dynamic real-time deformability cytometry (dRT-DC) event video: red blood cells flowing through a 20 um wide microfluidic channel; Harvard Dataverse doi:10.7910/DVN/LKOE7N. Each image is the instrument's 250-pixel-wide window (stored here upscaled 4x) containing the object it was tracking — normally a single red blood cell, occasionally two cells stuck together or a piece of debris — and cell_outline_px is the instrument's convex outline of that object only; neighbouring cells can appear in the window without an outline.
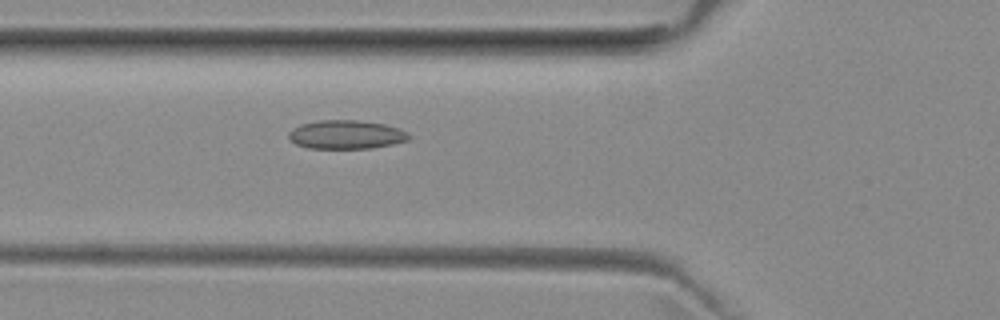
{"species": "common noctule bat (a hibernating species)", "species_latin": "Nyctalus noctula", "temperature_condition": "room temperature", "stored_images_in_passage": 36, "camera_frame_rate_fps": 3000, "um_per_image_px": 0.085, "animal": {"sex": "female", "body_mass_g": 29.2, "forearm_length_mm": 56.3}, "frame": {"image": 1, "passage_image": 3, "time_ms": 0.667, "image_size_px": [1000, 320], "cell_outline_px": [[412, 136], [408, 140], [392, 144], [372, 148], [308, 148], [296, 144], [288, 136], [288, 132], [292, 128], [300, 124], [316, 120], [360, 120], [384, 124], [400, 128], [408, 132]], "centroid_in_image_um": [29.44, 11.43], "position_along_channel_um": 96.4, "area_um2": 20.29}}
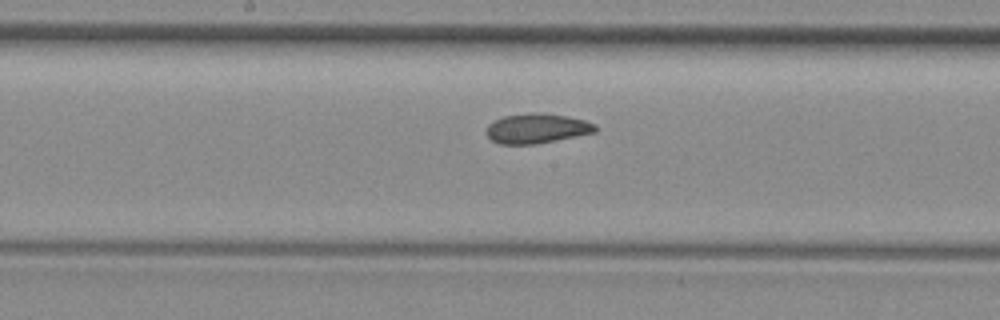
{"frame": {"image": 2, "passage_image": 11, "time_ms": 3.333, "image_size_px": [1000, 320], "cell_outline_px": [[596, 132], [536, 144], [500, 144], [492, 140], [484, 132], [488, 124], [504, 116], [564, 116], [584, 120], [596, 124]], "centroid_in_image_um": [45.61, 10.98], "position_along_channel_um": 202.6, "area_um2": 17.86}}
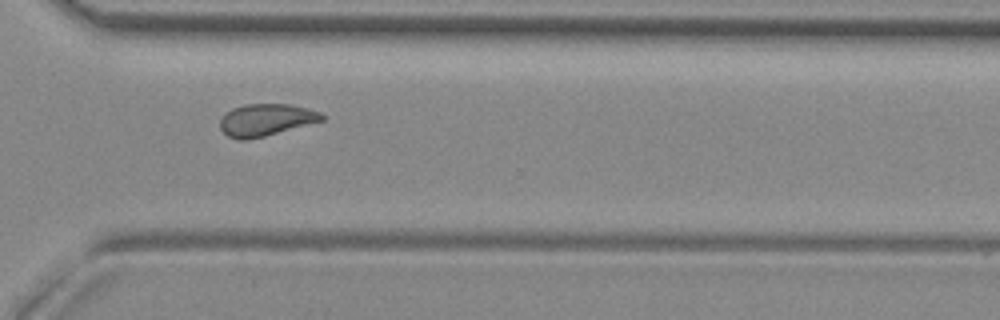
{"frame": {"image": 3, "passage_image": 22, "time_ms": 7.0, "image_size_px": [1000, 320], "cell_outline_px": [[324, 120], [264, 136], [248, 140], [240, 140], [228, 136], [220, 128], [220, 120], [232, 108], [244, 104], [288, 104], [308, 108], [320, 112], [324, 116]], "centroid_in_image_um": [22.6, 10.19], "position_along_channel_um": 348.0, "area_um2": 18.84}}